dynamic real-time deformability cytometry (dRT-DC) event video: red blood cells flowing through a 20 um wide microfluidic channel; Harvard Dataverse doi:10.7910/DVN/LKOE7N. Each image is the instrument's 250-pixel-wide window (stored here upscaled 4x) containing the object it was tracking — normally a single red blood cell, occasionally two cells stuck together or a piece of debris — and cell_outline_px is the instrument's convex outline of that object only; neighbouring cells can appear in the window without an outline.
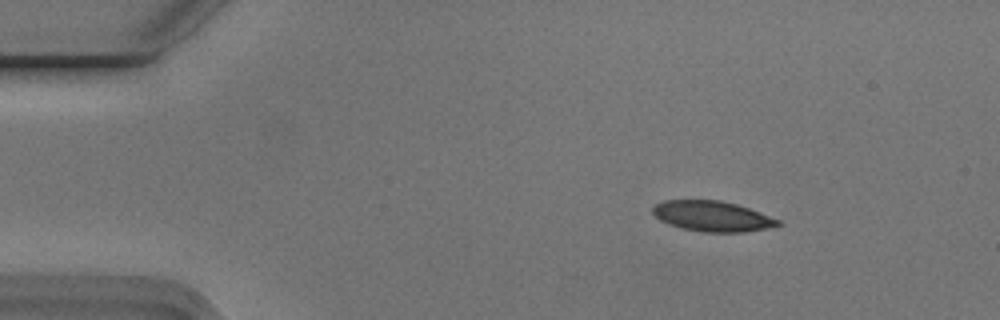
{"species": "Egyptian fruit bat (a non-hibernating species)", "species_latin": "Rousettus aegyptiacus", "temperature_condition": "cold", "stored_images_in_passage": 5, "camera_frame_rate_fps": 3000, "um_per_image_px": 0.085, "animal": {"sex": "male"}, "frame": {"image": 1, "passage_image": 2, "time_ms": 0.333, "image_size_px": [1000, 320], "cell_outline_px": [[780, 224], [764, 228], [744, 232], [704, 232], [680, 228], [668, 224], [660, 220], [652, 212], [652, 208], [656, 204], [664, 200], [720, 200], [736, 204], [748, 208], [780, 220]], "centroid_in_image_um": [60.49, 18.37], "position_along_channel_um": 24.5, "area_um2": 21.96}}
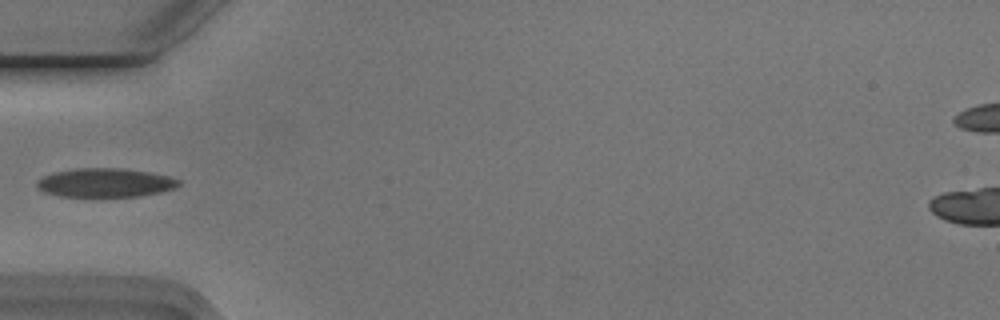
{"frame": {"image": 2, "passage_image": 5, "time_ms": 1.333, "image_size_px": [1000, 320], "cell_outline_px": [[180, 184], [176, 188], [160, 192], [140, 196], [96, 200], [92, 200], [60, 196], [44, 192], [36, 188], [36, 180], [52, 172], [76, 168], [120, 168], [148, 172], [168, 176], [180, 180]], "centroid_in_image_um": [8.88, 15.58], "position_along_channel_um": 76.1, "area_um2": 25.09}}